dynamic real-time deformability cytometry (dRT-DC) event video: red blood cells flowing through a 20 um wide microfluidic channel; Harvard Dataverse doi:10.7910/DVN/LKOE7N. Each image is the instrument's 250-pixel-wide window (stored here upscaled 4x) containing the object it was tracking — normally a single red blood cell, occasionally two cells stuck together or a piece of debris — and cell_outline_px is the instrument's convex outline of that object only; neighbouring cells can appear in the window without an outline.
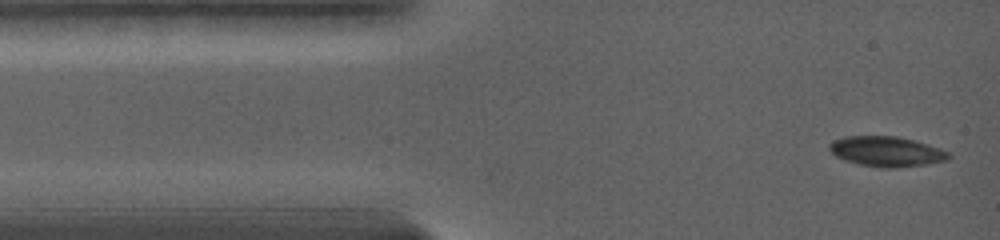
{"species": "common noctule bat (a hibernating species)", "species_latin": "Nyctalus noctula", "temperature_condition": "warm", "stored_images_in_passage": 66, "camera_frame_rate_fps": 5000, "um_per_image_px": 0.085, "animal": {"sex": "female", "body_mass_g": 19.0, "forearm_length_mm": 56.7}, "frame": {"image": 1, "passage_image": 1, "time_ms": 0.0, "image_size_px": [1000, 240], "cell_outline_px": [[948, 160], [928, 164], [896, 168], [888, 168], [860, 164], [844, 160], [836, 156], [828, 148], [828, 144], [832, 140], [844, 136], [896, 136], [928, 144], [940, 148], [948, 152]], "centroid_in_image_um": [75.32, 12.87], "position_along_channel_um": 9.7, "area_um2": 20.87}}
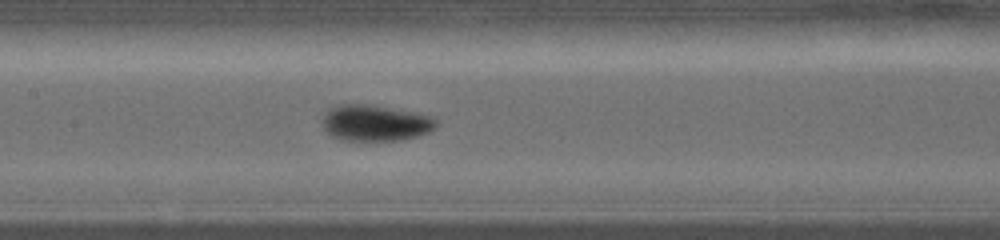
{"frame": {"image": 2, "passage_image": 25, "time_ms": 6.2, "image_size_px": [1000, 240], "cell_outline_px": [[436, 124], [428, 132], [416, 136], [400, 140], [340, 140], [332, 136], [324, 128], [320, 120], [324, 112], [328, 108], [336, 104], [368, 104], [416, 112], [428, 116], [436, 120]], "centroid_in_image_um": [31.8, 10.43], "position_along_channel_um": 175.6, "area_um2": 23.99}}
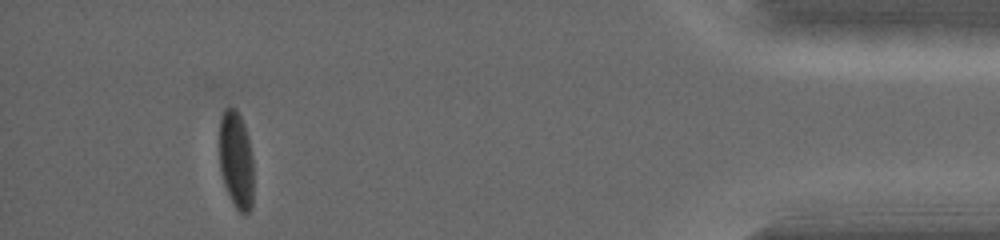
{"frame": {"image": 3, "passage_image": 56, "time_ms": 14.8, "image_size_px": [1000, 240], "cell_outline_px": [[252, 208], [244, 216], [236, 208], [228, 196], [220, 172], [220, 116], [224, 108], [236, 108], [244, 124], [248, 136], [252, 156]], "centroid_in_image_um": [20.06, 13.61], "position_along_channel_um": 415.1, "area_um2": 19.54}, "authors_computed_cell_mechanics": {"area_um2": 21.097, "velocity_mm_per_s": 3.6499, "shape_relaxation_time_tau1_ms": 2.1463, "shape_relaxation_time_tau2_ms": null, "deformation_change_tau1": 0.0934, "deformation_change_tau2": null}}